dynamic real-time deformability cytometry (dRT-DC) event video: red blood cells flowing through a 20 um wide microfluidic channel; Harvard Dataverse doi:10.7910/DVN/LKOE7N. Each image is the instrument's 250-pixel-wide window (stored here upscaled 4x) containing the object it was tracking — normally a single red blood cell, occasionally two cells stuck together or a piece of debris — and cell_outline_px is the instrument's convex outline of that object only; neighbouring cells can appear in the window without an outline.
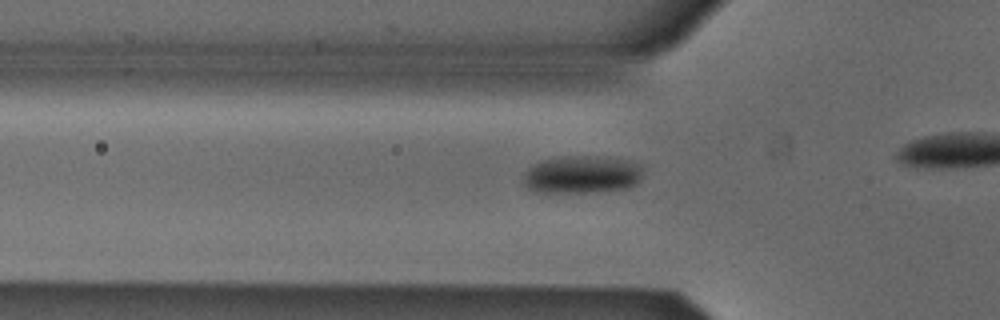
{"species": "Egyptian fruit bat (a non-hibernating species)", "species_latin": "Rousettus aegyptiacus", "temperature_condition": "cold", "stored_images_in_passage": 28, "camera_frame_rate_fps": 3000, "um_per_image_px": 0.085, "animal": {"sex": "male"}, "frame": {"image": 1, "passage_image": 4, "time_ms": 1.0, "image_size_px": [1000, 320], "cell_outline_px": [[640, 180], [636, 184], [624, 188], [592, 192], [532, 192], [524, 184], [524, 172], [532, 164], [544, 160], [568, 156], [588, 156], [628, 160], [640, 164]], "centroid_in_image_um": [49.41, 14.84], "position_along_channel_um": 76.4, "area_um2": 26.01}}
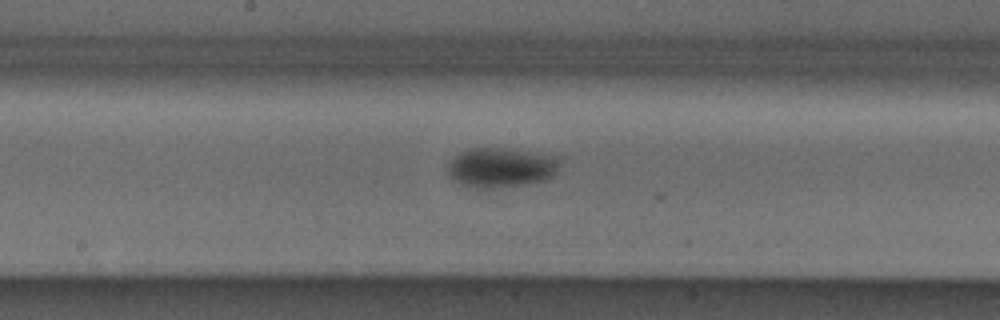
{"frame": {"image": 2, "passage_image": 14, "time_ms": 4.333, "image_size_px": [1000, 320], "cell_outline_px": [[564, 156], [556, 172], [552, 176], [544, 180], [524, 184], [496, 188], [472, 188], [460, 184], [452, 180], [448, 176], [448, 164], [460, 152], [472, 148], [504, 148]], "centroid_in_image_um": [42.62, 14.23], "position_along_channel_um": 205.6, "area_um2": 26.3}}
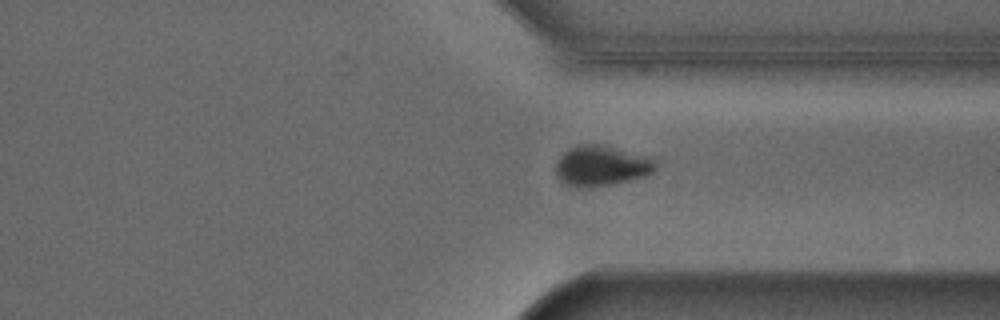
{"frame": {"image": 3, "passage_image": 26, "time_ms": 8.333, "image_size_px": [1000, 320], "cell_outline_px": [[656, 168], [648, 176], [612, 184], [588, 188], [576, 188], [564, 184], [556, 176], [556, 164], [560, 156], [568, 148], [580, 144], [604, 144], [652, 156], [656, 160]], "centroid_in_image_um": [51.14, 14.09], "position_along_channel_um": 360.3, "area_um2": 24.22}}